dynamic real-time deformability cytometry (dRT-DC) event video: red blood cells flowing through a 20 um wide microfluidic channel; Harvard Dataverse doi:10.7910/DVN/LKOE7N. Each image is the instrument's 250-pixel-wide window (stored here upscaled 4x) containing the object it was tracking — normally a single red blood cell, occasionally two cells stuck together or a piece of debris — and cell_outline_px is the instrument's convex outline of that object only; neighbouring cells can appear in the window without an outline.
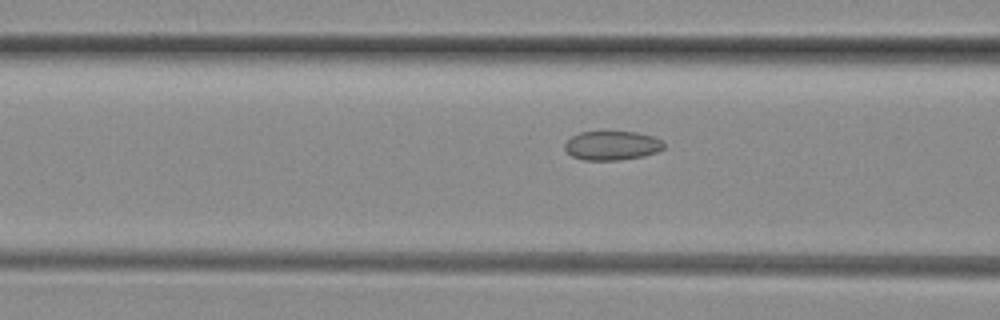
{"species": "common noctule bat (a hibernating species)", "species_latin": "Nyctalus noctula", "temperature_condition": "room temperature", "stored_images_in_passage": 13, "camera_frame_rate_fps": 3000, "um_per_image_px": 0.085, "animal": {"sex": "female", "body_mass_g": 29.2, "forearm_length_mm": 56.3}, "frame": {"image": 1, "passage_image": 11, "time_ms": 3.333, "image_size_px": [1000, 320], "cell_outline_px": [[664, 148], [656, 152], [644, 156], [620, 160], [584, 160], [572, 156], [564, 148], [564, 144], [572, 136], [580, 132], [636, 132], [652, 136], [660, 140], [664, 144]], "centroid_in_image_um": [52.01, 12.38], "position_along_channel_um": 114.6, "area_um2": 16.7}}